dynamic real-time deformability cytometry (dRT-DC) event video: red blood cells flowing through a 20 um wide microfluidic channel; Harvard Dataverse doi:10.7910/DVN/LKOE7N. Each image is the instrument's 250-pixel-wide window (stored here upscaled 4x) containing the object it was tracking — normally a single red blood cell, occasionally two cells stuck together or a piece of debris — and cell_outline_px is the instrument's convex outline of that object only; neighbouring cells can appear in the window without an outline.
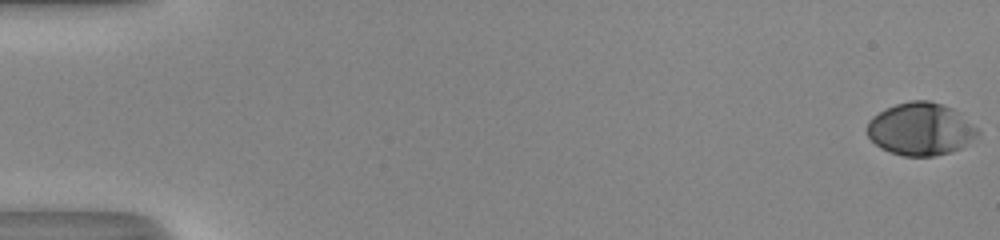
{"species": "human", "species_latin": "Homo sapiens", "temperature_condition": "room temperature", "stored_images_in_passage": 51, "camera_frame_rate_fps": 3000, "um_per_image_px": 0.085, "donor": {"sex": "male"}, "frame": {"image": 1, "passage_image": 1, "time_ms": 0.0, "image_size_px": [1000, 240], "cell_outline_px": [[980, 132], [968, 144], [960, 148], [936, 156], [904, 156], [880, 148], [868, 136], [868, 120], [872, 116], [896, 104], [912, 100], [928, 100], [952, 108], [980, 128]], "centroid_in_image_um": [78.28, 10.97], "position_along_channel_um": 6.7, "area_um2": 33.76}}
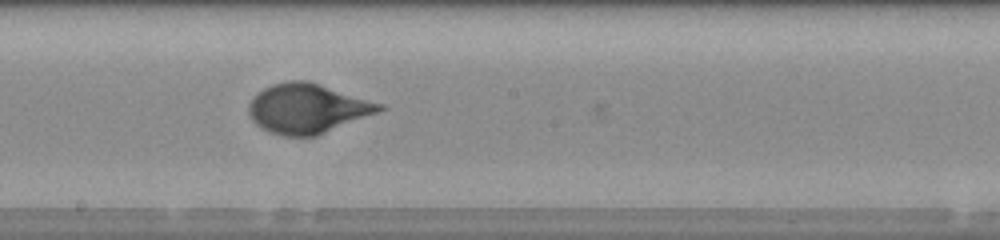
{"frame": {"image": 2, "passage_image": 31, "time_ms": 10.0, "image_size_px": [1000, 240], "cell_outline_px": [[388, 108], [316, 136], [284, 136], [272, 132], [256, 124], [252, 120], [248, 112], [248, 104], [256, 92], [272, 84], [288, 80], [308, 80], [384, 104]], "centroid_in_image_um": [26.13, 9.2], "position_along_channel_um": 222.1, "area_um2": 37.74}}
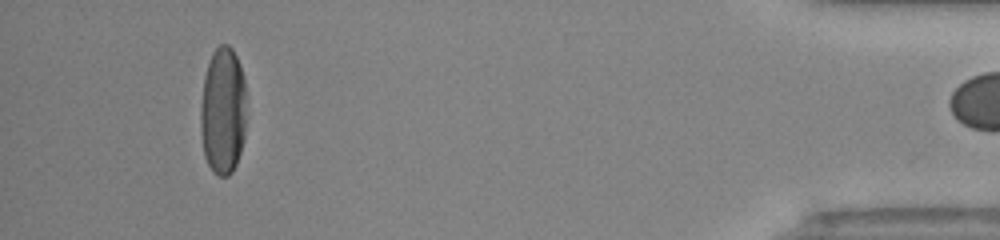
{"frame": {"image": 3, "passage_image": 50, "time_ms": 16.333, "image_size_px": [1000, 240], "cell_outline_px": [[244, 140], [236, 164], [232, 172], [228, 176], [220, 176], [212, 172], [204, 156], [200, 132], [200, 108], [204, 76], [212, 52], [220, 44], [228, 44], [232, 48], [240, 64], [244, 80]], "centroid_in_image_um": [18.92, 9.44], "position_along_channel_um": 416.3, "area_um2": 34.22}}